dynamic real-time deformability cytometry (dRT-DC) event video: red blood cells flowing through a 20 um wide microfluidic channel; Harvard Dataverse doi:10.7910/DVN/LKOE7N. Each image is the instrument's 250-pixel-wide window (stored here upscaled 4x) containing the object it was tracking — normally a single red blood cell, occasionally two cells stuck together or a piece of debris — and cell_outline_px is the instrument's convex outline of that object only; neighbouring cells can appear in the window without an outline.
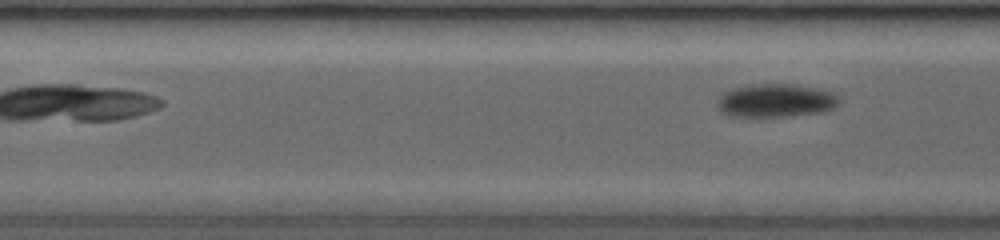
{"species": "common noctule bat (a hibernating species)", "species_latin": "Nyctalus noctula", "temperature_condition": "room temperature", "stored_images_in_passage": 7, "segment_of_instrument_passage": [2, 2], "camera_frame_rate_fps": 3500, "um_per_image_px": 0.085, "animal": {"sex": "female", "body_mass_g": 19.0, "forearm_length_mm": 53.3}, "frame": {"image": 1, "passage_image": 7, "time_ms": 3.143, "image_size_px": [1000, 240], "cell_outline_px": [[836, 104], [832, 108], [812, 112], [784, 116], [736, 116], [724, 112], [720, 108], [720, 96], [724, 92], [736, 88], [752, 84], [788, 84], [812, 88], [828, 92], [836, 100]], "centroid_in_image_um": [65.85, 8.53], "position_along_channel_um": 141.6, "area_um2": 22.14}}